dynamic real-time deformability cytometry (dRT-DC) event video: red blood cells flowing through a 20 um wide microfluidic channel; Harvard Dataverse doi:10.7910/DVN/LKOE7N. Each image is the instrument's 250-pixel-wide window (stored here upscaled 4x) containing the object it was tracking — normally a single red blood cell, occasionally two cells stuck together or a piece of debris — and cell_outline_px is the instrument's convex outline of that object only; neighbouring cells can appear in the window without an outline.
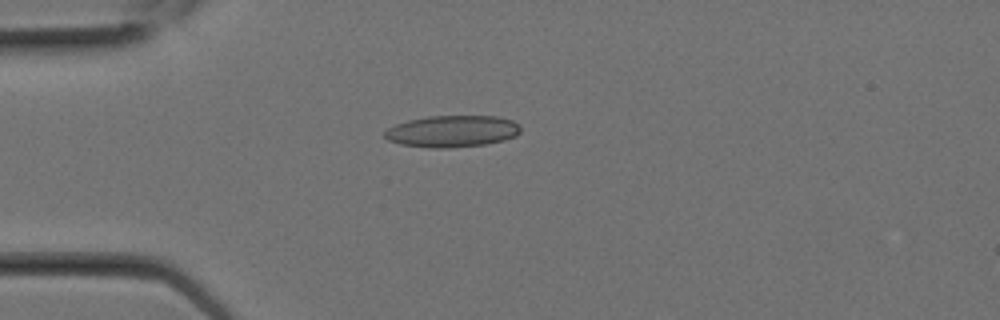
{"species": "Egyptian fruit bat (a non-hibernating species)", "species_latin": "Rousettus aegyptiacus", "temperature_condition": "room temperature", "stored_images_in_passage": 2, "camera_frame_rate_fps": 3000, "um_per_image_px": 0.085, "animal": {"sex": "female"}, "frame": {"image": 1, "passage_image": 2, "time_ms": 0.333, "image_size_px": [1000, 320], "cell_outline_px": [[520, 132], [516, 136], [504, 140], [484, 144], [448, 148], [428, 148], [400, 144], [388, 140], [384, 136], [384, 132], [388, 128], [396, 124], [408, 120], [428, 116], [496, 116], [512, 120], [520, 124]], "centroid_in_image_um": [38.44, 11.16], "position_along_channel_um": 46.6, "area_um2": 25.2}}